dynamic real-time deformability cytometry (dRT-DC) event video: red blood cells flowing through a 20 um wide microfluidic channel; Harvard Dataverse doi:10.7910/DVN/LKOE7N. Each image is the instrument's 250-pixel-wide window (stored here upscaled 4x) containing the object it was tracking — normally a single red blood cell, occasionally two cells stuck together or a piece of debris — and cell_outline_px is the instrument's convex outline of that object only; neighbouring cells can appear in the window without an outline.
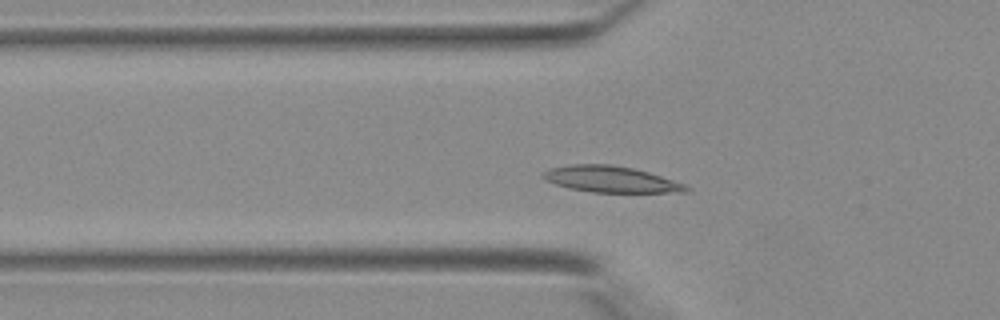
{"species": "Egyptian fruit bat (a non-hibernating species)", "species_latin": "Rousettus aegyptiacus", "temperature_condition": "warm", "stored_images_in_passage": 33, "camera_frame_rate_fps": 3000, "um_per_image_px": 0.085, "animal": {"sex": "female"}, "frame": {"image": 1, "passage_image": 5, "time_ms": 1.333, "image_size_px": [1000, 320], "cell_outline_px": [[692, 188], [688, 192], [592, 192], [568, 188], [544, 180], [540, 176], [548, 168], [572, 164], [608, 164], [632, 168], [648, 172], [684, 184]], "centroid_in_image_um": [51.88, 15.24], "position_along_channel_um": 73.9, "area_um2": 21.79}}
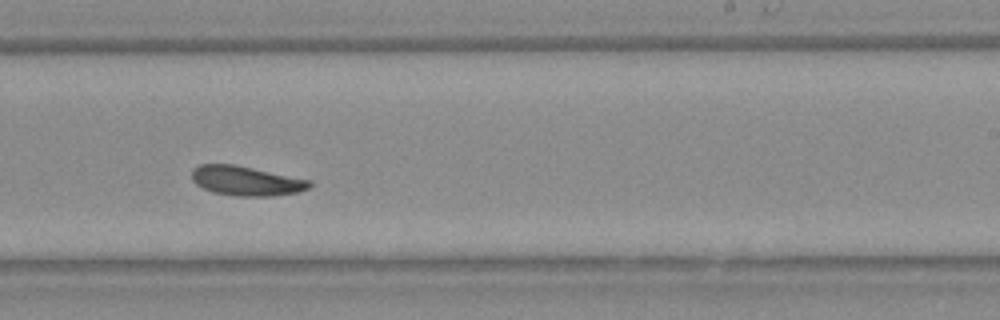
{"frame": {"image": 2, "passage_image": 17, "time_ms": 5.333, "image_size_px": [1000, 320], "cell_outline_px": [[312, 188], [296, 192], [272, 196], [236, 196], [212, 192], [196, 184], [192, 180], [192, 168], [200, 164], [232, 164], [312, 180]], "centroid_in_image_um": [20.93, 15.37], "position_along_channel_um": 268.1, "area_um2": 20.29}}
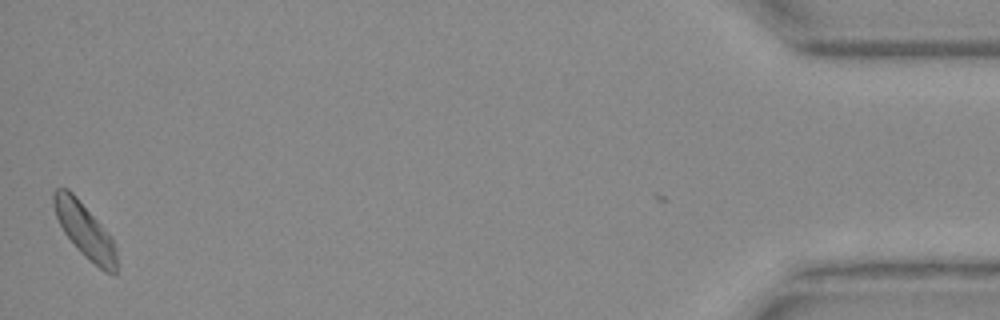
{"frame": {"image": 3, "passage_image": 32, "time_ms": 10.333, "image_size_px": [1000, 320], "cell_outline_px": [[120, 264], [116, 276], [104, 272], [84, 256], [80, 252], [64, 232], [56, 216], [52, 200], [52, 192], [56, 188], [68, 188], [76, 196], [112, 236], [116, 248]], "centroid_in_image_um": [7.27, 19.65], "position_along_channel_um": 427.9, "area_um2": 20.52}}